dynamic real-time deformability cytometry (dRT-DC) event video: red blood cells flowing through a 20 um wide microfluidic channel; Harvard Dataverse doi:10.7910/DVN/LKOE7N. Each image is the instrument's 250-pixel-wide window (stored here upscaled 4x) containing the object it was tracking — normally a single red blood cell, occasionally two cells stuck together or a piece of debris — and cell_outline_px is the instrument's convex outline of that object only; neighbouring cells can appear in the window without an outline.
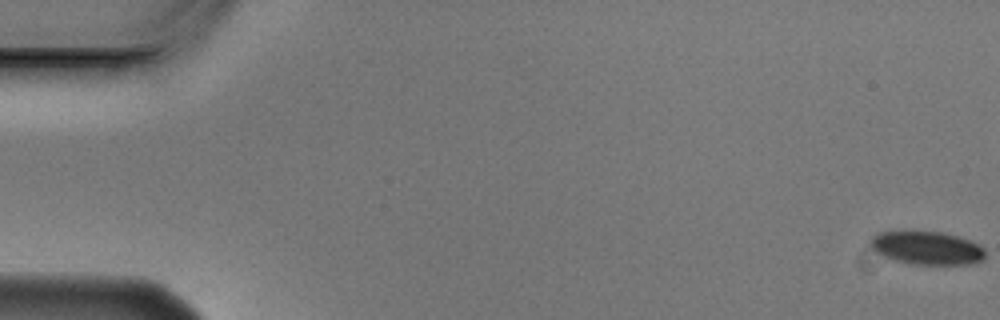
{"species": "Egyptian fruit bat (a non-hibernating species)", "species_latin": "Rousettus aegyptiacus", "temperature_condition": "cold", "stored_images_in_passage": 9, "camera_frame_rate_fps": 3000, "um_per_image_px": 0.085, "animal": {"sex": "male"}, "frame": {"image": 1, "passage_image": 1, "time_ms": 0.0, "image_size_px": [1000, 320], "cell_outline_px": [[984, 260], [972, 264], [912, 264], [892, 260], [876, 252], [868, 244], [868, 240], [876, 232], [912, 228], [944, 232], [968, 240], [984, 248]], "centroid_in_image_um": [78.68, 21.02], "position_along_channel_um": 6.3, "area_um2": 23.18}}
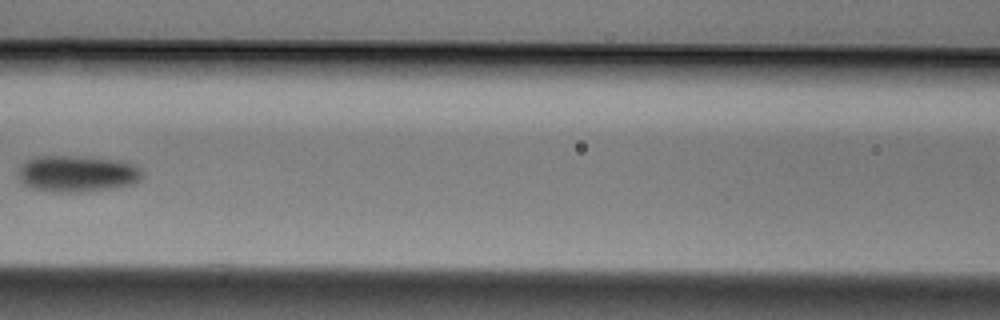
{"frame": {"image": 2, "passage_image": 8, "time_ms": 2.333, "image_size_px": [1000, 320], "cell_outline_px": [[144, 176], [140, 180], [132, 184], [112, 188], [80, 192], [52, 192], [32, 188], [24, 184], [16, 176], [20, 164], [36, 156], [80, 156], [120, 160], [136, 164], [144, 172]], "centroid_in_image_um": [6.57, 14.75], "position_along_channel_um": 160.0, "area_um2": 26.82}}
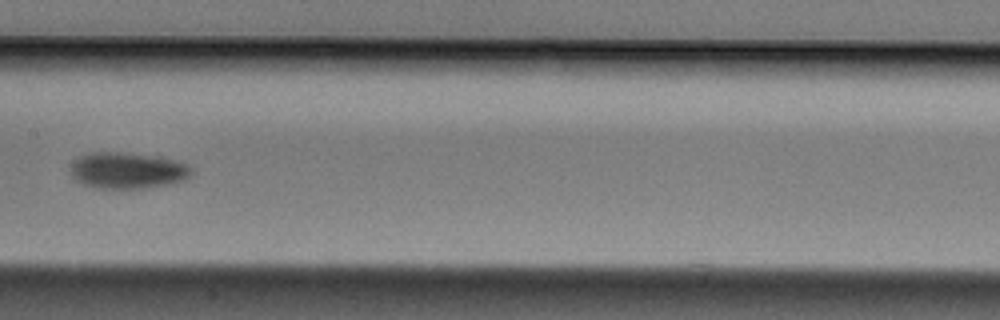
{"frame": {"image": 3, "passage_image": 9, "time_ms": 2.667, "image_size_px": [1000, 320], "cell_outline_px": [[192, 176], [184, 180], [172, 184], [144, 188], [96, 188], [84, 184], [76, 180], [72, 176], [68, 168], [72, 160], [80, 156], [92, 152], [120, 152], [152, 156], [180, 160], [188, 164], [192, 168]], "centroid_in_image_um": [10.85, 14.49], "position_along_channel_um": 196.6, "area_um2": 25.95}}